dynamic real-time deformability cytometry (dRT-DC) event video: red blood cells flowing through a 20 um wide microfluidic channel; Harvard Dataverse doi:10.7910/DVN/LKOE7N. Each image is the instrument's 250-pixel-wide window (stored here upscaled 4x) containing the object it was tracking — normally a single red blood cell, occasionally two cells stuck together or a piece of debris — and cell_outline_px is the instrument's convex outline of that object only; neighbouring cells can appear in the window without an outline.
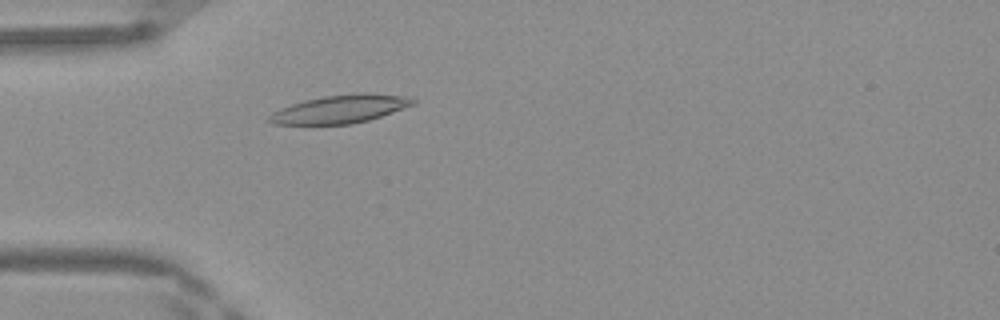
{"species": "Egyptian fruit bat (a non-hibernating species)", "species_latin": "Rousettus aegyptiacus", "temperature_condition": "warm", "stored_images_in_passage": 46, "camera_frame_rate_fps": 3000, "um_per_image_px": 0.085, "frame": {"image": 1, "passage_image": 12, "time_ms": 3.667, "image_size_px": [1000, 320], "cell_outline_px": [[416, 104], [368, 120], [352, 124], [272, 124], [264, 120], [272, 112], [280, 108], [304, 100], [324, 96], [356, 92], [368, 92], [412, 96], [416, 100]], "centroid_in_image_um": [28.94, 9.25], "position_along_channel_um": 56.1, "area_um2": 23.99}}
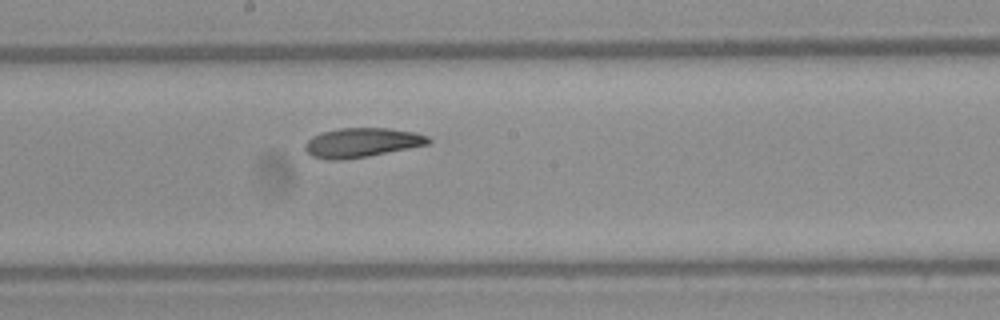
{"frame": {"image": 2, "passage_image": 24, "time_ms": 7.667, "image_size_px": [1000, 320], "cell_outline_px": [[432, 140], [428, 144], [368, 156], [340, 160], [328, 160], [312, 156], [304, 148], [304, 144], [312, 136], [324, 132], [340, 128], [388, 128], [416, 132], [428, 136]], "centroid_in_image_um": [30.75, 12.12], "position_along_channel_um": 217.4, "area_um2": 20.98}}
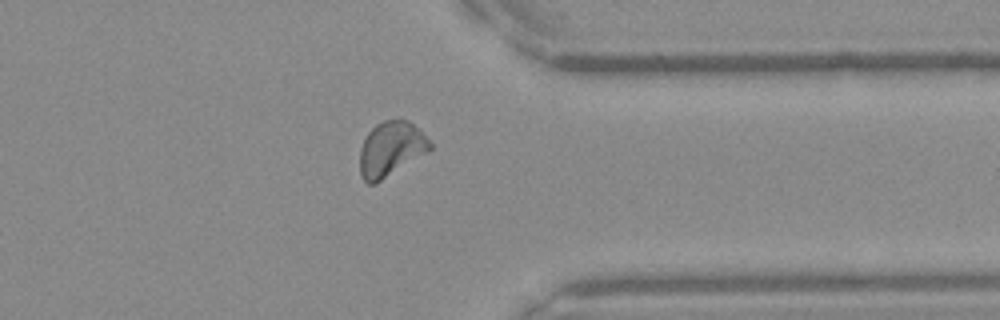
{"frame": {"image": 3, "passage_image": 36, "time_ms": 11.667, "image_size_px": [1000, 320], "cell_outline_px": [[432, 148], [428, 152], [376, 184], [368, 184], [360, 176], [360, 148], [368, 132], [376, 124], [384, 120], [408, 120], [420, 128], [432, 144]], "centroid_in_image_um": [33.24, 12.67], "position_along_channel_um": 378.2, "area_um2": 22.6}, "authors_computed_cell_mechanics": {"area_um2": 21.675, "velocity_mm_per_s": 4.1654, "shape_relaxation_time_tau1_ms": 7.1791, "shape_relaxation_time_tau2_ms": 3.6558, "deformation_change_tau1": 0.1921, "deformation_change_tau2": 0.1055}}